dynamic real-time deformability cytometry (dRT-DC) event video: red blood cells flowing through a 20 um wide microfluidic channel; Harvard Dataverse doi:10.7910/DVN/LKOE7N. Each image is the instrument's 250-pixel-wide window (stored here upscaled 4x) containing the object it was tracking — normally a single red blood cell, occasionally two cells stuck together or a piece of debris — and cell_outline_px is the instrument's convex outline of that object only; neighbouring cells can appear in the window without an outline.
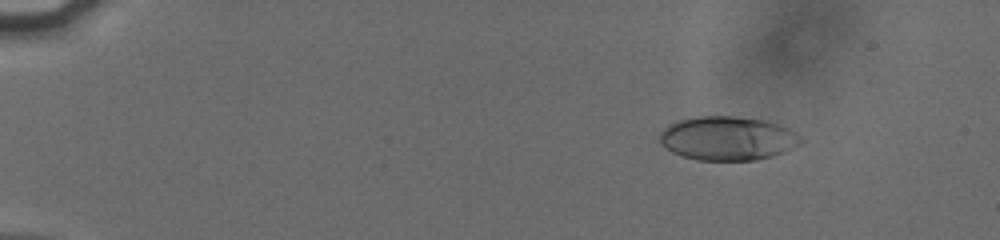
{"species": "human", "species_latin": "Homo sapiens", "temperature_condition": "cold", "stored_images_in_passage": 56, "camera_frame_rate_fps": 3000, "um_per_image_px": 0.085, "donor": {"sex": "male"}, "frame": {"image": 1, "passage_image": 9, "time_ms": 2.667, "image_size_px": [1000, 240], "cell_outline_px": [[804, 140], [800, 144], [784, 152], [772, 156], [756, 160], [696, 160], [672, 152], [660, 140], [660, 132], [668, 124], [680, 120], [696, 116], [736, 116], [768, 120], [780, 124], [788, 128], [800, 136]], "centroid_in_image_um": [61.89, 11.75], "position_along_channel_um": 23.1, "area_um2": 36.18}}
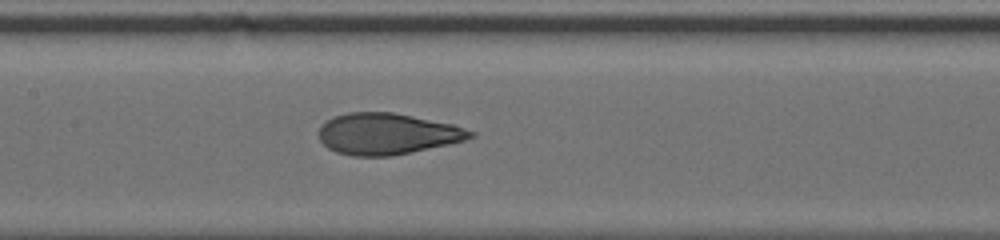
{"frame": {"image": 2, "passage_image": 30, "time_ms": 9.667, "image_size_px": [1000, 240], "cell_outline_px": [[476, 136], [464, 140], [448, 144], [392, 156], [352, 156], [336, 152], [328, 148], [320, 140], [320, 124], [336, 116], [348, 112], [392, 112], [452, 124], [476, 132]], "centroid_in_image_um": [32.91, 11.38], "position_along_channel_um": 174.5, "area_um2": 36.24}}
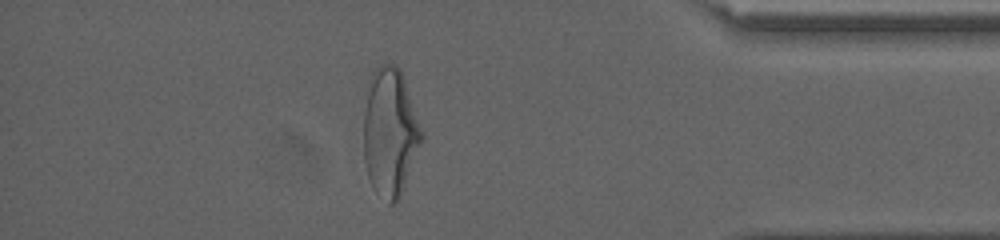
{"frame": {"image": 3, "passage_image": 50, "time_ms": 16.333, "image_size_px": [1000, 240], "cell_outline_px": [[424, 136], [404, 188], [400, 196], [392, 204], [388, 204], [372, 184], [368, 176], [364, 160], [364, 112], [372, 72], [380, 64], [396, 64], [400, 68], [424, 132]], "centroid_in_image_um": [33.18, 11.22], "position_along_channel_um": 402.0, "area_um2": 43.0}, "authors_computed_cell_mechanics": {"area_um2": 36.6741, "velocity_mm_per_s": 3.8267, "shape_relaxation_time_tau1_ms": 4.6917, "shape_relaxation_time_tau2_ms": 0.8801, "deformation_change_tau1": 0.2055, "deformation_change_tau2": 0.0696}}